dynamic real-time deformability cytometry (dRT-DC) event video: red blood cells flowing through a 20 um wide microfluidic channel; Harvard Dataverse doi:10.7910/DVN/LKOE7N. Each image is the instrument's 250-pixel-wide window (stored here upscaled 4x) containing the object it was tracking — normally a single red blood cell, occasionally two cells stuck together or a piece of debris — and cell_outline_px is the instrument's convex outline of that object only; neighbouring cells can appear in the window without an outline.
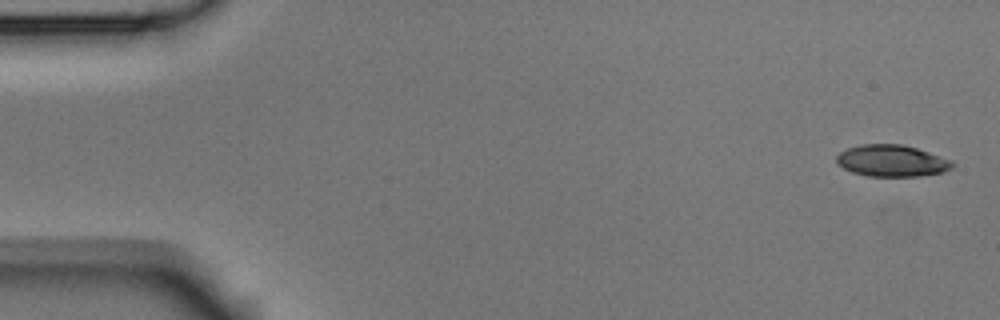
{"species": "Egyptian fruit bat (a non-hibernating species)", "species_latin": "Rousettus aegyptiacus", "temperature_condition": "room temperature", "stored_images_in_passage": 4, "camera_frame_rate_fps": 3000, "um_per_image_px": 0.085, "animal": {"sex": "male"}, "frame": {"image": 1, "passage_image": 1, "time_ms": 0.0, "image_size_px": [1000, 320], "cell_outline_px": [[956, 164], [952, 168], [944, 172], [920, 176], [868, 176], [852, 172], [836, 164], [836, 156], [840, 152], [848, 148], [860, 144], [904, 144], [952, 160]], "centroid_in_image_um": [75.81, 13.67], "position_along_channel_um": 9.2, "area_um2": 21.5}}
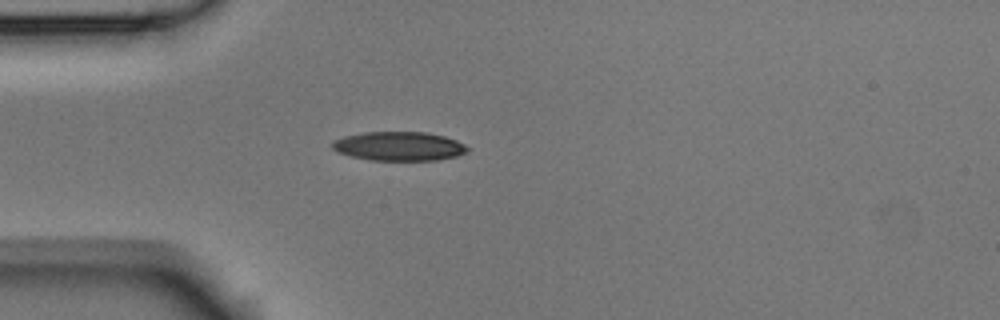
{"frame": {"image": 2, "passage_image": 4, "time_ms": 1.0, "image_size_px": [1000, 320], "cell_outline_px": [[468, 152], [456, 156], [436, 160], [368, 160], [352, 156], [340, 152], [332, 148], [332, 140], [344, 136], [364, 132], [424, 132], [444, 136], [456, 140], [464, 144], [468, 148]], "centroid_in_image_um": [33.91, 12.42], "position_along_channel_um": 51.1, "area_um2": 22.77}}